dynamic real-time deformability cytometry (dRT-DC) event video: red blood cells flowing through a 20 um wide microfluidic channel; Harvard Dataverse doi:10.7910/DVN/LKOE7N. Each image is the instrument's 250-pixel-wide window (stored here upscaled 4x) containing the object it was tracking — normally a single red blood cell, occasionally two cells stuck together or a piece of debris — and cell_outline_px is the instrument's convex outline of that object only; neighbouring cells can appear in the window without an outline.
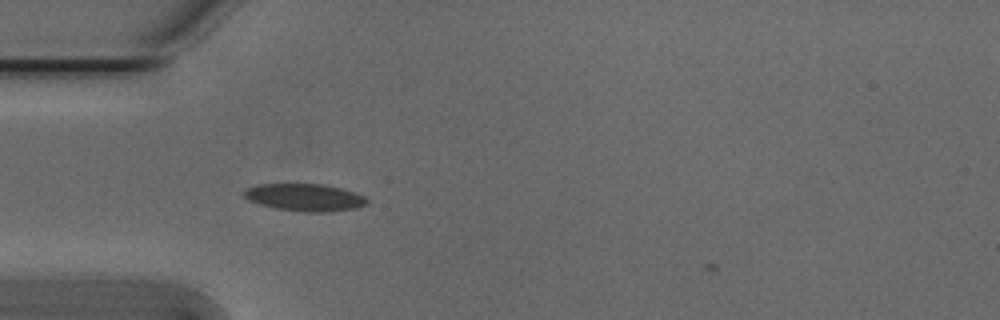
{"species": "Egyptian fruit bat (a non-hibernating species)", "species_latin": "Rousettus aegyptiacus", "temperature_condition": "cold", "stored_images_in_passage": 2, "camera_frame_rate_fps": 3000, "um_per_image_px": 0.085, "animal": {"sex": "male"}, "frame": {"image": 1, "passage_image": 1, "time_ms": 0.0, "image_size_px": [1000, 320], "cell_outline_px": [[368, 204], [356, 208], [328, 212], [304, 212], [276, 208], [260, 204], [248, 200], [244, 196], [244, 192], [248, 188], [256, 184], [324, 184], [340, 188], [364, 196], [368, 200]], "centroid_in_image_um": [25.92, 16.78], "position_along_channel_um": 59.1, "area_um2": 19.48}}